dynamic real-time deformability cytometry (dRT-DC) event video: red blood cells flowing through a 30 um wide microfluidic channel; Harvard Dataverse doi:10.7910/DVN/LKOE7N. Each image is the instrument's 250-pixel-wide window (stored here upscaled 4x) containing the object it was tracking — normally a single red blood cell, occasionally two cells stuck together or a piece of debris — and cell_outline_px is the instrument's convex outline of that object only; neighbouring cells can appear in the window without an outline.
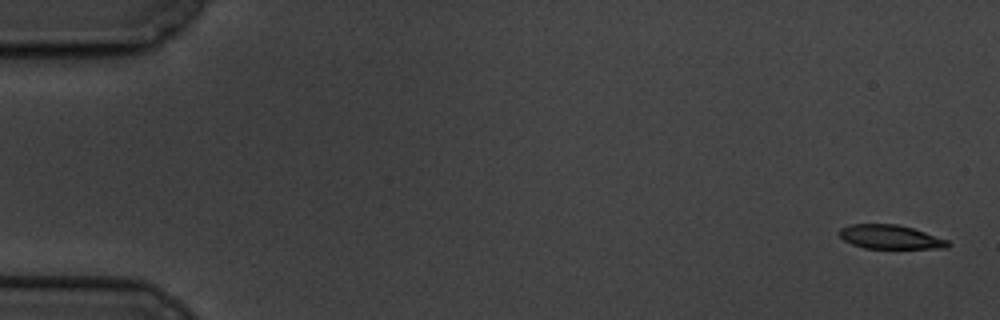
{"species": "common noctule bat (a hibernating species)", "species_latin": "Nyctalus noctula", "temperature_condition": "cold", "stored_images_in_passage": 8, "camera_frame_rate_fps": 3000, "um_per_image_px": 0.085, "animal": {"sex": "male", "body_mass_g": 19.5, "forearm_length_mm": 54.6}, "frame": {"image": 1, "passage_image": 1, "time_ms": 0.0, "image_size_px": [1000, 320], "cell_outline_px": [[952, 244], [948, 248], [864, 248], [852, 244], [844, 240], [836, 232], [840, 228], [852, 224], [896, 224], [912, 228], [948, 240]], "centroid_in_image_um": [75.66, 20.14], "position_along_channel_um": 9.3, "area_um2": 15.14}}
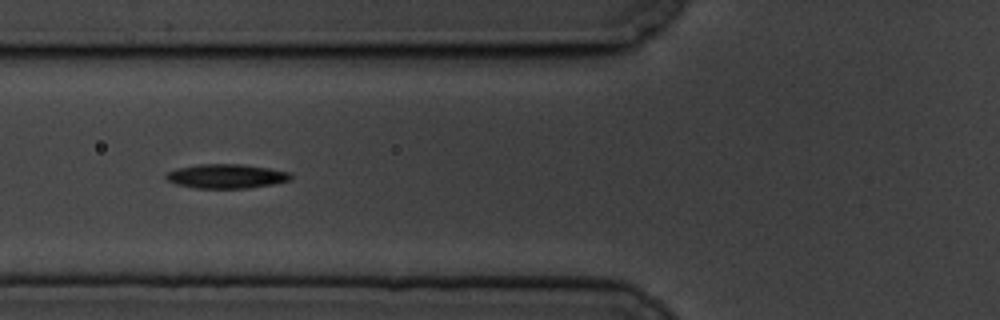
{"frame": {"image": 2, "passage_image": 7, "time_ms": 7.0, "image_size_px": [1000, 320], "cell_outline_px": [[292, 180], [272, 184], [248, 188], [196, 188], [176, 184], [168, 180], [164, 176], [168, 172], [176, 168], [196, 164], [240, 164], [268, 168], [288, 172], [292, 176]], "centroid_in_image_um": [19.22, 14.97], "position_along_channel_um": 106.6, "area_um2": 17.57}}
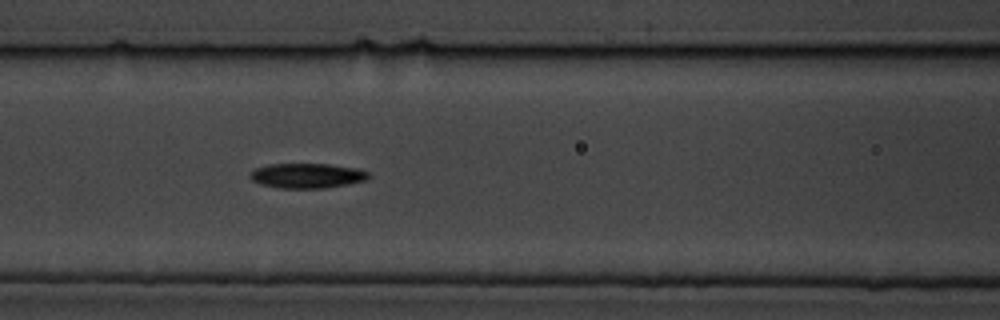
{"frame": {"image": 3, "passage_image": 8, "time_ms": 8.0, "image_size_px": [1000, 320], "cell_outline_px": [[372, 176], [364, 180], [324, 188], [280, 188], [260, 184], [252, 180], [248, 176], [256, 168], [268, 164], [328, 164], [356, 168], [368, 172]], "centroid_in_image_um": [26.07, 14.93], "position_along_channel_um": 140.5, "area_um2": 16.99}}